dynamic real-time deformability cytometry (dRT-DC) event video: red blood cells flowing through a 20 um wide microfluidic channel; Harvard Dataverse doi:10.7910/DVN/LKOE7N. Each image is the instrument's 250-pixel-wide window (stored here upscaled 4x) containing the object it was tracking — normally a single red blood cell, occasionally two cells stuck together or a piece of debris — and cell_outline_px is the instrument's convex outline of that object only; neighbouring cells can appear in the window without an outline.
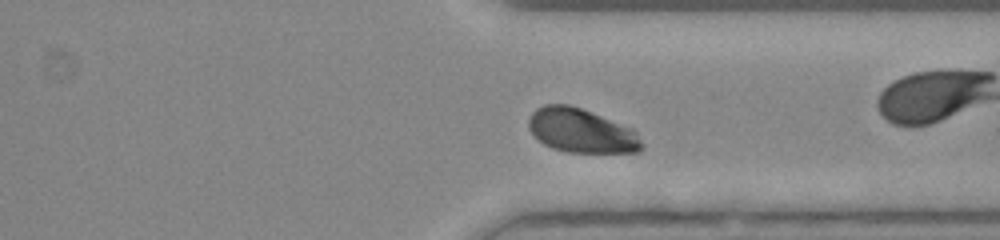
{"species": "human", "species_latin": "Homo sapiens", "temperature_condition": "room temperature", "stored_images_in_passage": 43, "camera_frame_rate_fps": 3000, "um_per_image_px": 0.085, "donor": {"sex": "female"}, "frame": {"image": 1, "passage_image": 31, "time_ms": 10.0, "image_size_px": [1000, 240], "cell_outline_px": [[644, 148], [640, 152], [568, 152], [552, 148], [544, 144], [528, 128], [528, 120], [532, 112], [536, 108], [544, 104], [568, 104], [580, 108], [632, 128], [636, 132], [644, 144]], "centroid_in_image_um": [49.42, 11.11], "position_along_channel_um": 362.0, "area_um2": 28.96}, "authors_computed_cell_mechanics": {"area_um2": 29.6514, "velocity_mm_per_s": 3.8544, "shape_relaxation_time_tau1_ms": 2.7748, "shape_relaxation_time_tau2_ms": null, "deformation_change_tau1": 0.2034, "deformation_change_tau2": null}}